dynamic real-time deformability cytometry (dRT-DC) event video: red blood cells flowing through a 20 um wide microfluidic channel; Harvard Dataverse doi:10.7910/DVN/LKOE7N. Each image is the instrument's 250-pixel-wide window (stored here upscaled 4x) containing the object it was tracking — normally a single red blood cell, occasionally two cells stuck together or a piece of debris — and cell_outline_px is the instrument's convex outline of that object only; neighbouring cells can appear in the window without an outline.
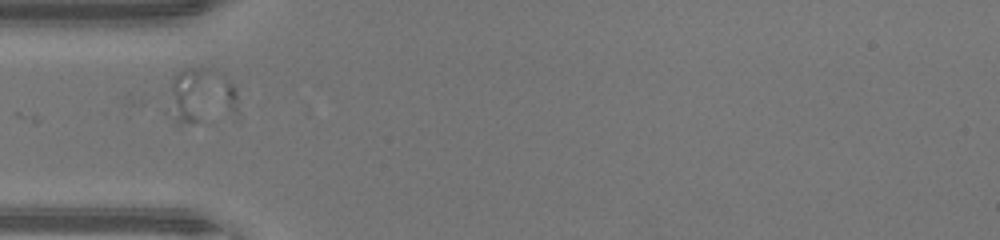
{"species": "human", "species_latin": "Homo sapiens", "temperature_condition": "warm", "stored_images_in_passage": 39, "camera_frame_rate_fps": 3000, "um_per_image_px": 0.085, "donor": {"sex": "male"}, "frame": {"image": 1, "passage_image": 6, "time_ms": 1.667, "image_size_px": [1000, 240], "cell_outline_px": [[240, 120], [180, 124], [176, 124], [164, 112], [172, 76], [184, 68], [212, 68], [220, 72], [236, 88]], "centroid_in_image_um": [17.12, 8.28], "position_along_channel_um": 67.9, "area_um2": 24.97}}
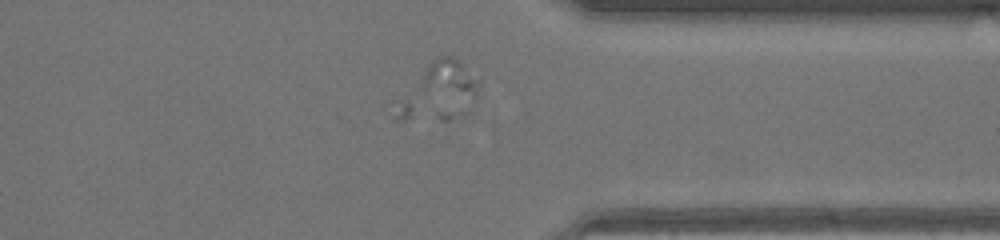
{"frame": {"image": 2, "passage_image": 28, "time_ms": 9.0, "image_size_px": [1000, 240], "cell_outline_px": [[480, 84], [476, 100], [472, 112], [468, 116], [448, 120], [440, 120], [436, 116], [420, 84], [428, 68], [440, 56], [452, 56], [480, 80]], "centroid_in_image_um": [38.28, 7.53], "position_along_channel_um": 373.1, "area_um2": 19.59}}
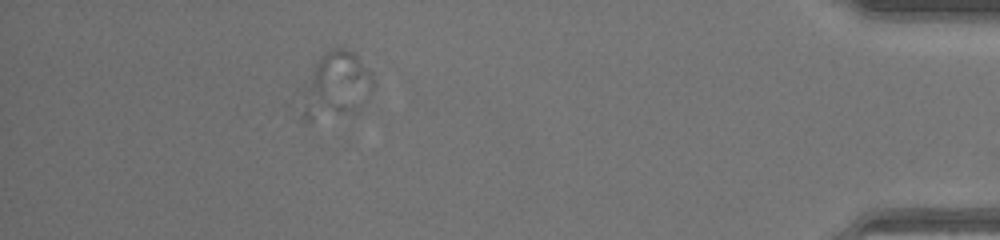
{"frame": {"image": 3, "passage_image": 34, "time_ms": 11.0, "image_size_px": [1000, 240], "cell_outline_px": [[376, 84], [368, 100], [356, 112], [312, 120], [300, 120], [288, 104], [296, 88], [324, 52], [332, 48], [344, 48], [352, 52], [372, 72]], "centroid_in_image_um": [28.32, 7.37], "position_along_channel_um": 406.9, "area_um2": 30.63}}